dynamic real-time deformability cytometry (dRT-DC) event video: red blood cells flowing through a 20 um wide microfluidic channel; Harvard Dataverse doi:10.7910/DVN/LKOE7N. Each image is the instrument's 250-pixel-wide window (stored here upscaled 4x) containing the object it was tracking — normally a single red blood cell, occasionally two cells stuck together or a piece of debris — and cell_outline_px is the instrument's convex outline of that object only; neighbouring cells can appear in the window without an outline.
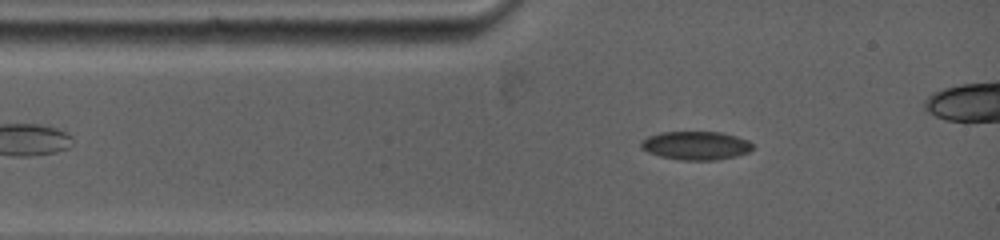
{"species": "common noctule bat (a hibernating species)", "species_latin": "Nyctalus noctula", "temperature_condition": "warm", "stored_images_in_passage": 39, "camera_frame_rate_fps": 5000, "um_per_image_px": 0.085, "animal": {"sex": "female", "body_mass_g": 19.0, "forearm_length_mm": 53.3}, "frame": {"image": 1, "passage_image": 6, "time_ms": 1.4, "image_size_px": [1000, 240], "cell_outline_px": [[752, 148], [748, 152], [736, 156], [716, 160], [680, 160], [660, 156], [648, 152], [640, 148], [640, 140], [648, 136], [660, 132], [720, 132], [736, 136], [748, 140], [752, 144]], "centroid_in_image_um": [59.11, 12.37], "position_along_channel_um": 25.9, "area_um2": 18.61}}
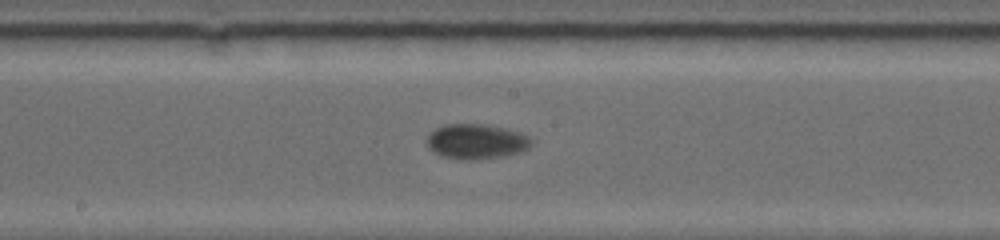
{"frame": {"image": 2, "passage_image": 24, "time_ms": 6.4, "image_size_px": [1000, 240], "cell_outline_px": [[536, 140], [528, 148], [516, 152], [500, 156], [460, 160], [440, 156], [432, 152], [428, 148], [428, 136], [436, 128], [448, 124], [484, 124], [504, 128], [520, 132]], "centroid_in_image_um": [40.48, 12.02], "position_along_channel_um": 207.7, "area_um2": 21.1}}
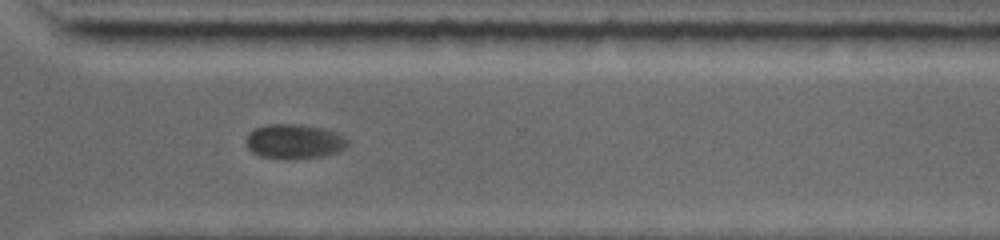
{"frame": {"image": 3, "passage_image": 36, "time_ms": 10.0, "image_size_px": [1000, 240], "cell_outline_px": [[348, 144], [344, 148], [320, 156], [260, 156], [252, 152], [248, 148], [248, 132], [256, 128], [268, 124], [304, 124], [336, 132], [344, 136], [348, 140]], "centroid_in_image_um": [25.01, 11.96], "position_along_channel_um": 345.6, "area_um2": 19.42}, "authors_computed_cell_mechanics": {"area_um2": 19.652, "velocity_mm_per_s": 3.8247, "shape_relaxation_time_tau1_ms": 6.2651, "shape_relaxation_time_tau2_ms": null, "deformation_change_tau1": 0.1426, "deformation_change_tau2": null}}